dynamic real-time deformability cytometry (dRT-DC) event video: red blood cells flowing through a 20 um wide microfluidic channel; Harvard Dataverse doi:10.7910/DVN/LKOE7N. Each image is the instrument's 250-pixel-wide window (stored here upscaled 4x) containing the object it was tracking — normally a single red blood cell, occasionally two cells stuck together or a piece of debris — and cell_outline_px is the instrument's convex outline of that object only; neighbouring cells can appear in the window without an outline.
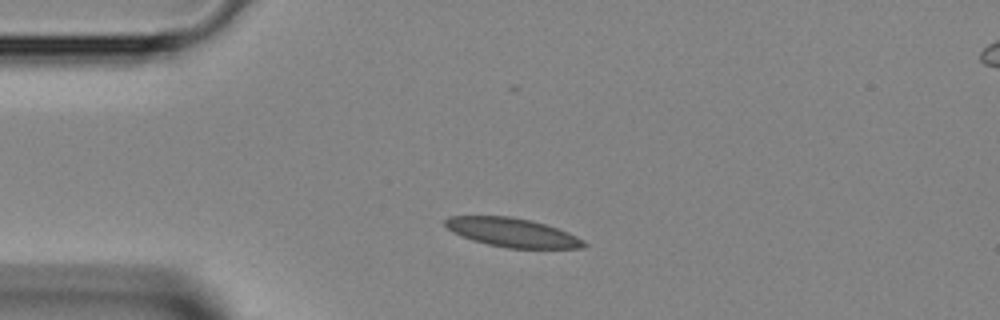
{"species": "Egyptian fruit bat (a non-hibernating species)", "species_latin": "Rousettus aegyptiacus", "temperature_condition": "room temperature", "stored_images_in_passage": 4, "camera_frame_rate_fps": 3000, "um_per_image_px": 0.085, "animal": {"sex": "female"}, "frame": {"image": 1, "passage_image": 1, "time_ms": 0.0, "image_size_px": [1000, 320], "cell_outline_px": [[588, 244], [584, 248], [508, 248], [488, 244], [472, 240], [460, 236], [452, 232], [444, 224], [444, 220], [448, 216], [512, 216], [532, 220], [568, 232], [584, 240]], "centroid_in_image_um": [43.53, 19.76], "position_along_channel_um": 41.5, "area_um2": 23.41}}